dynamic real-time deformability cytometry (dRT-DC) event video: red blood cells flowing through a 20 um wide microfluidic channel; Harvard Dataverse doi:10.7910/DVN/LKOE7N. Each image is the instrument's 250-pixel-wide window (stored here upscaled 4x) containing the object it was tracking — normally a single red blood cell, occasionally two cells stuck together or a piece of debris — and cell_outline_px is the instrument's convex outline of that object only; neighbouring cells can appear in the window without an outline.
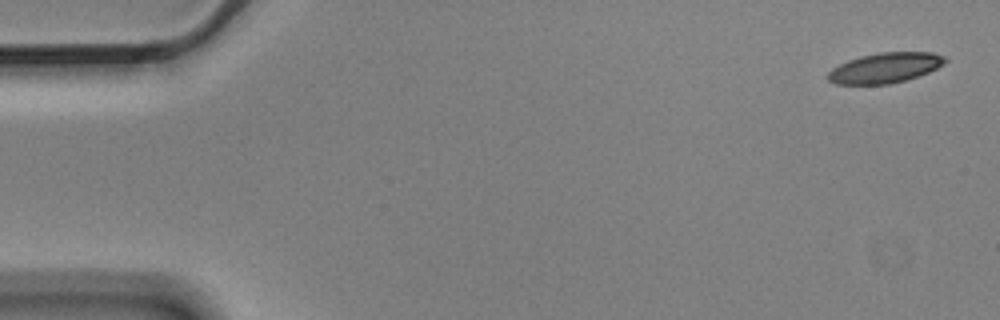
{"species": "Egyptian fruit bat (a non-hibernating species)", "species_latin": "Rousettus aegyptiacus", "temperature_condition": "cold", "stored_images_in_passage": 5, "camera_frame_rate_fps": 3000, "um_per_image_px": 0.085, "animal": {"sex": "male"}, "frame": {"image": 1, "passage_image": 1, "time_ms": 0.0, "image_size_px": [1000, 320], "cell_outline_px": [[948, 60], [944, 64], [928, 72], [892, 84], [836, 84], [828, 80], [828, 72], [832, 68], [848, 60], [860, 56], [880, 52], [932, 52], [944, 56]], "centroid_in_image_um": [75.23, 5.76], "position_along_channel_um": 9.8, "area_um2": 20.52}}
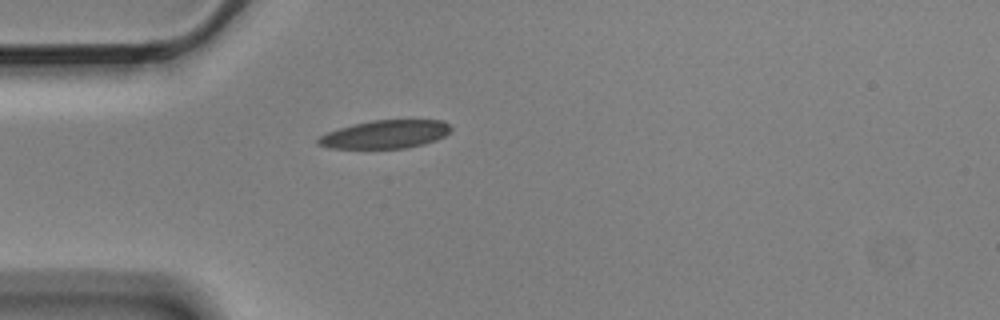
{"frame": {"image": 2, "passage_image": 5, "time_ms": 1.333, "image_size_px": [1000, 320], "cell_outline_px": [[452, 128], [444, 136], [436, 140], [424, 144], [404, 148], [328, 148], [316, 144], [316, 140], [320, 136], [328, 132], [352, 124], [372, 120], [444, 120]], "centroid_in_image_um": [32.73, 11.41], "position_along_channel_um": 52.3, "area_um2": 21.79}}